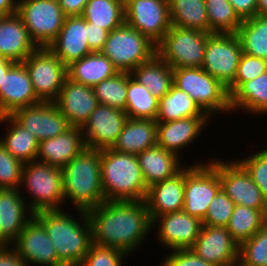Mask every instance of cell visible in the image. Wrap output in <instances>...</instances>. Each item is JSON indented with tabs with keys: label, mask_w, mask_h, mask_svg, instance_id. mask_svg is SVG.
Masks as SVG:
<instances>
[{
	"label": "cell",
	"mask_w": 267,
	"mask_h": 266,
	"mask_svg": "<svg viewBox=\"0 0 267 266\" xmlns=\"http://www.w3.org/2000/svg\"><path fill=\"white\" fill-rule=\"evenodd\" d=\"M86 214L91 225L92 243L117 248L128 255L142 247L153 230L145 200L104 201Z\"/></svg>",
	"instance_id": "obj_1"
},
{
	"label": "cell",
	"mask_w": 267,
	"mask_h": 266,
	"mask_svg": "<svg viewBox=\"0 0 267 266\" xmlns=\"http://www.w3.org/2000/svg\"><path fill=\"white\" fill-rule=\"evenodd\" d=\"M64 210L39 211L34 216L44 225L58 260L64 266H80L92 244L90 221L86 211L75 209L79 220Z\"/></svg>",
	"instance_id": "obj_2"
},
{
	"label": "cell",
	"mask_w": 267,
	"mask_h": 266,
	"mask_svg": "<svg viewBox=\"0 0 267 266\" xmlns=\"http://www.w3.org/2000/svg\"><path fill=\"white\" fill-rule=\"evenodd\" d=\"M64 202L88 211L105 201L101 182L100 150L84 148L62 168Z\"/></svg>",
	"instance_id": "obj_3"
},
{
	"label": "cell",
	"mask_w": 267,
	"mask_h": 266,
	"mask_svg": "<svg viewBox=\"0 0 267 266\" xmlns=\"http://www.w3.org/2000/svg\"><path fill=\"white\" fill-rule=\"evenodd\" d=\"M101 182L105 201H143L148 187L137 155L112 148L100 150Z\"/></svg>",
	"instance_id": "obj_4"
},
{
	"label": "cell",
	"mask_w": 267,
	"mask_h": 266,
	"mask_svg": "<svg viewBox=\"0 0 267 266\" xmlns=\"http://www.w3.org/2000/svg\"><path fill=\"white\" fill-rule=\"evenodd\" d=\"M19 190L27 191L29 198L24 200L33 213L62 210L61 206L65 203L62 168L37 160L24 163Z\"/></svg>",
	"instance_id": "obj_5"
},
{
	"label": "cell",
	"mask_w": 267,
	"mask_h": 266,
	"mask_svg": "<svg viewBox=\"0 0 267 266\" xmlns=\"http://www.w3.org/2000/svg\"><path fill=\"white\" fill-rule=\"evenodd\" d=\"M173 84L185 91L209 118L220 111H231L228 89L202 67L173 69Z\"/></svg>",
	"instance_id": "obj_6"
},
{
	"label": "cell",
	"mask_w": 267,
	"mask_h": 266,
	"mask_svg": "<svg viewBox=\"0 0 267 266\" xmlns=\"http://www.w3.org/2000/svg\"><path fill=\"white\" fill-rule=\"evenodd\" d=\"M121 72H131L156 54V44L124 23L108 33L100 51Z\"/></svg>",
	"instance_id": "obj_7"
},
{
	"label": "cell",
	"mask_w": 267,
	"mask_h": 266,
	"mask_svg": "<svg viewBox=\"0 0 267 266\" xmlns=\"http://www.w3.org/2000/svg\"><path fill=\"white\" fill-rule=\"evenodd\" d=\"M200 162L185 166L183 211L203 221L210 203L221 190V180L219 159Z\"/></svg>",
	"instance_id": "obj_8"
},
{
	"label": "cell",
	"mask_w": 267,
	"mask_h": 266,
	"mask_svg": "<svg viewBox=\"0 0 267 266\" xmlns=\"http://www.w3.org/2000/svg\"><path fill=\"white\" fill-rule=\"evenodd\" d=\"M210 34L171 26L156 45V53L173 69L202 67Z\"/></svg>",
	"instance_id": "obj_9"
},
{
	"label": "cell",
	"mask_w": 267,
	"mask_h": 266,
	"mask_svg": "<svg viewBox=\"0 0 267 266\" xmlns=\"http://www.w3.org/2000/svg\"><path fill=\"white\" fill-rule=\"evenodd\" d=\"M17 14L30 38L39 47H48L64 25L66 16L58 0H17Z\"/></svg>",
	"instance_id": "obj_10"
},
{
	"label": "cell",
	"mask_w": 267,
	"mask_h": 266,
	"mask_svg": "<svg viewBox=\"0 0 267 266\" xmlns=\"http://www.w3.org/2000/svg\"><path fill=\"white\" fill-rule=\"evenodd\" d=\"M242 53L236 33H211L206 41L202 68L228 88L234 82Z\"/></svg>",
	"instance_id": "obj_11"
},
{
	"label": "cell",
	"mask_w": 267,
	"mask_h": 266,
	"mask_svg": "<svg viewBox=\"0 0 267 266\" xmlns=\"http://www.w3.org/2000/svg\"><path fill=\"white\" fill-rule=\"evenodd\" d=\"M36 96L54 102L67 78V67L48 48L39 47L24 61Z\"/></svg>",
	"instance_id": "obj_12"
},
{
	"label": "cell",
	"mask_w": 267,
	"mask_h": 266,
	"mask_svg": "<svg viewBox=\"0 0 267 266\" xmlns=\"http://www.w3.org/2000/svg\"><path fill=\"white\" fill-rule=\"evenodd\" d=\"M125 23L156 45L171 28L169 0H124Z\"/></svg>",
	"instance_id": "obj_13"
},
{
	"label": "cell",
	"mask_w": 267,
	"mask_h": 266,
	"mask_svg": "<svg viewBox=\"0 0 267 266\" xmlns=\"http://www.w3.org/2000/svg\"><path fill=\"white\" fill-rule=\"evenodd\" d=\"M221 189L235 203L260 211H267V200L245 168L237 161L219 159Z\"/></svg>",
	"instance_id": "obj_14"
},
{
	"label": "cell",
	"mask_w": 267,
	"mask_h": 266,
	"mask_svg": "<svg viewBox=\"0 0 267 266\" xmlns=\"http://www.w3.org/2000/svg\"><path fill=\"white\" fill-rule=\"evenodd\" d=\"M10 116L19 125L30 131L39 142L54 138L70 127L57 105L51 101H40L18 109Z\"/></svg>",
	"instance_id": "obj_15"
},
{
	"label": "cell",
	"mask_w": 267,
	"mask_h": 266,
	"mask_svg": "<svg viewBox=\"0 0 267 266\" xmlns=\"http://www.w3.org/2000/svg\"><path fill=\"white\" fill-rule=\"evenodd\" d=\"M27 263L39 266H64L57 257L44 225L33 216L11 245Z\"/></svg>",
	"instance_id": "obj_16"
},
{
	"label": "cell",
	"mask_w": 267,
	"mask_h": 266,
	"mask_svg": "<svg viewBox=\"0 0 267 266\" xmlns=\"http://www.w3.org/2000/svg\"><path fill=\"white\" fill-rule=\"evenodd\" d=\"M128 119L124 110L99 104L81 128L87 148H112Z\"/></svg>",
	"instance_id": "obj_17"
},
{
	"label": "cell",
	"mask_w": 267,
	"mask_h": 266,
	"mask_svg": "<svg viewBox=\"0 0 267 266\" xmlns=\"http://www.w3.org/2000/svg\"><path fill=\"white\" fill-rule=\"evenodd\" d=\"M155 226L158 228L156 236L159 243L168 250H178L193 247L203 223L182 210L156 217L152 221V227Z\"/></svg>",
	"instance_id": "obj_18"
},
{
	"label": "cell",
	"mask_w": 267,
	"mask_h": 266,
	"mask_svg": "<svg viewBox=\"0 0 267 266\" xmlns=\"http://www.w3.org/2000/svg\"><path fill=\"white\" fill-rule=\"evenodd\" d=\"M191 249L214 266H230L238 262L239 245L226 227L203 225Z\"/></svg>",
	"instance_id": "obj_19"
},
{
	"label": "cell",
	"mask_w": 267,
	"mask_h": 266,
	"mask_svg": "<svg viewBox=\"0 0 267 266\" xmlns=\"http://www.w3.org/2000/svg\"><path fill=\"white\" fill-rule=\"evenodd\" d=\"M30 75L23 62H15L0 85V117L39 103Z\"/></svg>",
	"instance_id": "obj_20"
},
{
	"label": "cell",
	"mask_w": 267,
	"mask_h": 266,
	"mask_svg": "<svg viewBox=\"0 0 267 266\" xmlns=\"http://www.w3.org/2000/svg\"><path fill=\"white\" fill-rule=\"evenodd\" d=\"M72 127L82 128L99 105L93 88L66 78L54 101Z\"/></svg>",
	"instance_id": "obj_21"
},
{
	"label": "cell",
	"mask_w": 267,
	"mask_h": 266,
	"mask_svg": "<svg viewBox=\"0 0 267 266\" xmlns=\"http://www.w3.org/2000/svg\"><path fill=\"white\" fill-rule=\"evenodd\" d=\"M23 194L19 188L0 189V245L11 246L34 216Z\"/></svg>",
	"instance_id": "obj_22"
},
{
	"label": "cell",
	"mask_w": 267,
	"mask_h": 266,
	"mask_svg": "<svg viewBox=\"0 0 267 266\" xmlns=\"http://www.w3.org/2000/svg\"><path fill=\"white\" fill-rule=\"evenodd\" d=\"M48 48L66 67L90 54L87 21L82 16H66L64 25Z\"/></svg>",
	"instance_id": "obj_23"
},
{
	"label": "cell",
	"mask_w": 267,
	"mask_h": 266,
	"mask_svg": "<svg viewBox=\"0 0 267 266\" xmlns=\"http://www.w3.org/2000/svg\"><path fill=\"white\" fill-rule=\"evenodd\" d=\"M210 120L212 121L208 116H194L170 122H157V145L180 157V151L195 142Z\"/></svg>",
	"instance_id": "obj_24"
},
{
	"label": "cell",
	"mask_w": 267,
	"mask_h": 266,
	"mask_svg": "<svg viewBox=\"0 0 267 266\" xmlns=\"http://www.w3.org/2000/svg\"><path fill=\"white\" fill-rule=\"evenodd\" d=\"M185 166L173 177L148 187L145 198L151 221L156 217L183 210Z\"/></svg>",
	"instance_id": "obj_25"
},
{
	"label": "cell",
	"mask_w": 267,
	"mask_h": 266,
	"mask_svg": "<svg viewBox=\"0 0 267 266\" xmlns=\"http://www.w3.org/2000/svg\"><path fill=\"white\" fill-rule=\"evenodd\" d=\"M84 148L86 145L81 128L70 126L60 135L39 142L36 160L63 168Z\"/></svg>",
	"instance_id": "obj_26"
},
{
	"label": "cell",
	"mask_w": 267,
	"mask_h": 266,
	"mask_svg": "<svg viewBox=\"0 0 267 266\" xmlns=\"http://www.w3.org/2000/svg\"><path fill=\"white\" fill-rule=\"evenodd\" d=\"M37 48L17 13L0 17V56L23 62Z\"/></svg>",
	"instance_id": "obj_27"
},
{
	"label": "cell",
	"mask_w": 267,
	"mask_h": 266,
	"mask_svg": "<svg viewBox=\"0 0 267 266\" xmlns=\"http://www.w3.org/2000/svg\"><path fill=\"white\" fill-rule=\"evenodd\" d=\"M137 158L147 187L173 177L184 167L181 157L157 144L137 154Z\"/></svg>",
	"instance_id": "obj_28"
},
{
	"label": "cell",
	"mask_w": 267,
	"mask_h": 266,
	"mask_svg": "<svg viewBox=\"0 0 267 266\" xmlns=\"http://www.w3.org/2000/svg\"><path fill=\"white\" fill-rule=\"evenodd\" d=\"M157 121L128 118L112 149L120 153L139 154L157 144Z\"/></svg>",
	"instance_id": "obj_29"
},
{
	"label": "cell",
	"mask_w": 267,
	"mask_h": 266,
	"mask_svg": "<svg viewBox=\"0 0 267 266\" xmlns=\"http://www.w3.org/2000/svg\"><path fill=\"white\" fill-rule=\"evenodd\" d=\"M118 72V69L104 54L91 52L67 67V78L93 88Z\"/></svg>",
	"instance_id": "obj_30"
},
{
	"label": "cell",
	"mask_w": 267,
	"mask_h": 266,
	"mask_svg": "<svg viewBox=\"0 0 267 266\" xmlns=\"http://www.w3.org/2000/svg\"><path fill=\"white\" fill-rule=\"evenodd\" d=\"M130 75L158 100H161L173 85V68L157 53L133 69Z\"/></svg>",
	"instance_id": "obj_31"
},
{
	"label": "cell",
	"mask_w": 267,
	"mask_h": 266,
	"mask_svg": "<svg viewBox=\"0 0 267 266\" xmlns=\"http://www.w3.org/2000/svg\"><path fill=\"white\" fill-rule=\"evenodd\" d=\"M231 112L246 111L250 114H267V72L253 80L243 82L230 95ZM234 110V111H233Z\"/></svg>",
	"instance_id": "obj_32"
},
{
	"label": "cell",
	"mask_w": 267,
	"mask_h": 266,
	"mask_svg": "<svg viewBox=\"0 0 267 266\" xmlns=\"http://www.w3.org/2000/svg\"><path fill=\"white\" fill-rule=\"evenodd\" d=\"M5 123L8 130L0 142L6 150L23 164L36 160L38 153V139L30 131L19 125L10 115L0 117V125Z\"/></svg>",
	"instance_id": "obj_33"
},
{
	"label": "cell",
	"mask_w": 267,
	"mask_h": 266,
	"mask_svg": "<svg viewBox=\"0 0 267 266\" xmlns=\"http://www.w3.org/2000/svg\"><path fill=\"white\" fill-rule=\"evenodd\" d=\"M171 25L209 33L205 0H169Z\"/></svg>",
	"instance_id": "obj_34"
},
{
	"label": "cell",
	"mask_w": 267,
	"mask_h": 266,
	"mask_svg": "<svg viewBox=\"0 0 267 266\" xmlns=\"http://www.w3.org/2000/svg\"><path fill=\"white\" fill-rule=\"evenodd\" d=\"M207 116L195 101L174 84L169 92L159 100L157 122H170L178 119Z\"/></svg>",
	"instance_id": "obj_35"
},
{
	"label": "cell",
	"mask_w": 267,
	"mask_h": 266,
	"mask_svg": "<svg viewBox=\"0 0 267 266\" xmlns=\"http://www.w3.org/2000/svg\"><path fill=\"white\" fill-rule=\"evenodd\" d=\"M82 17L110 32L125 23L124 0H89Z\"/></svg>",
	"instance_id": "obj_36"
},
{
	"label": "cell",
	"mask_w": 267,
	"mask_h": 266,
	"mask_svg": "<svg viewBox=\"0 0 267 266\" xmlns=\"http://www.w3.org/2000/svg\"><path fill=\"white\" fill-rule=\"evenodd\" d=\"M236 34L243 53L267 60V16L256 14L243 20Z\"/></svg>",
	"instance_id": "obj_37"
},
{
	"label": "cell",
	"mask_w": 267,
	"mask_h": 266,
	"mask_svg": "<svg viewBox=\"0 0 267 266\" xmlns=\"http://www.w3.org/2000/svg\"><path fill=\"white\" fill-rule=\"evenodd\" d=\"M266 224L267 211L235 205L230 222L226 228L233 239L240 245L250 239Z\"/></svg>",
	"instance_id": "obj_38"
},
{
	"label": "cell",
	"mask_w": 267,
	"mask_h": 266,
	"mask_svg": "<svg viewBox=\"0 0 267 266\" xmlns=\"http://www.w3.org/2000/svg\"><path fill=\"white\" fill-rule=\"evenodd\" d=\"M159 100L144 85L134 80L128 72L127 106L128 118L156 120Z\"/></svg>",
	"instance_id": "obj_39"
},
{
	"label": "cell",
	"mask_w": 267,
	"mask_h": 266,
	"mask_svg": "<svg viewBox=\"0 0 267 266\" xmlns=\"http://www.w3.org/2000/svg\"><path fill=\"white\" fill-rule=\"evenodd\" d=\"M209 33H236L242 19L228 0H205Z\"/></svg>",
	"instance_id": "obj_40"
},
{
	"label": "cell",
	"mask_w": 267,
	"mask_h": 266,
	"mask_svg": "<svg viewBox=\"0 0 267 266\" xmlns=\"http://www.w3.org/2000/svg\"><path fill=\"white\" fill-rule=\"evenodd\" d=\"M128 72L119 71L116 75L103 80L93 87L99 104L126 110Z\"/></svg>",
	"instance_id": "obj_41"
},
{
	"label": "cell",
	"mask_w": 267,
	"mask_h": 266,
	"mask_svg": "<svg viewBox=\"0 0 267 266\" xmlns=\"http://www.w3.org/2000/svg\"><path fill=\"white\" fill-rule=\"evenodd\" d=\"M238 262L242 266H267V224L239 245Z\"/></svg>",
	"instance_id": "obj_42"
},
{
	"label": "cell",
	"mask_w": 267,
	"mask_h": 266,
	"mask_svg": "<svg viewBox=\"0 0 267 266\" xmlns=\"http://www.w3.org/2000/svg\"><path fill=\"white\" fill-rule=\"evenodd\" d=\"M234 208L235 203L221 189L210 203L203 225L227 227Z\"/></svg>",
	"instance_id": "obj_43"
},
{
	"label": "cell",
	"mask_w": 267,
	"mask_h": 266,
	"mask_svg": "<svg viewBox=\"0 0 267 266\" xmlns=\"http://www.w3.org/2000/svg\"><path fill=\"white\" fill-rule=\"evenodd\" d=\"M237 161L245 168L267 200V148L256 151L248 157L239 158Z\"/></svg>",
	"instance_id": "obj_44"
},
{
	"label": "cell",
	"mask_w": 267,
	"mask_h": 266,
	"mask_svg": "<svg viewBox=\"0 0 267 266\" xmlns=\"http://www.w3.org/2000/svg\"><path fill=\"white\" fill-rule=\"evenodd\" d=\"M23 163L12 156L0 142V189L19 188Z\"/></svg>",
	"instance_id": "obj_45"
},
{
	"label": "cell",
	"mask_w": 267,
	"mask_h": 266,
	"mask_svg": "<svg viewBox=\"0 0 267 266\" xmlns=\"http://www.w3.org/2000/svg\"><path fill=\"white\" fill-rule=\"evenodd\" d=\"M267 72V60L242 53L234 82L227 88L231 95L243 82L255 79Z\"/></svg>",
	"instance_id": "obj_46"
},
{
	"label": "cell",
	"mask_w": 267,
	"mask_h": 266,
	"mask_svg": "<svg viewBox=\"0 0 267 266\" xmlns=\"http://www.w3.org/2000/svg\"><path fill=\"white\" fill-rule=\"evenodd\" d=\"M128 254L120 249L91 244L80 266H123Z\"/></svg>",
	"instance_id": "obj_47"
},
{
	"label": "cell",
	"mask_w": 267,
	"mask_h": 266,
	"mask_svg": "<svg viewBox=\"0 0 267 266\" xmlns=\"http://www.w3.org/2000/svg\"><path fill=\"white\" fill-rule=\"evenodd\" d=\"M161 266H214L200 258L192 249L172 250L162 261Z\"/></svg>",
	"instance_id": "obj_48"
},
{
	"label": "cell",
	"mask_w": 267,
	"mask_h": 266,
	"mask_svg": "<svg viewBox=\"0 0 267 266\" xmlns=\"http://www.w3.org/2000/svg\"><path fill=\"white\" fill-rule=\"evenodd\" d=\"M108 31L87 22V41L92 52H100L107 40Z\"/></svg>",
	"instance_id": "obj_49"
},
{
	"label": "cell",
	"mask_w": 267,
	"mask_h": 266,
	"mask_svg": "<svg viewBox=\"0 0 267 266\" xmlns=\"http://www.w3.org/2000/svg\"><path fill=\"white\" fill-rule=\"evenodd\" d=\"M238 16L245 20L254 17L257 12V0H228Z\"/></svg>",
	"instance_id": "obj_50"
},
{
	"label": "cell",
	"mask_w": 267,
	"mask_h": 266,
	"mask_svg": "<svg viewBox=\"0 0 267 266\" xmlns=\"http://www.w3.org/2000/svg\"><path fill=\"white\" fill-rule=\"evenodd\" d=\"M0 266H28L11 246L0 245Z\"/></svg>",
	"instance_id": "obj_51"
},
{
	"label": "cell",
	"mask_w": 267,
	"mask_h": 266,
	"mask_svg": "<svg viewBox=\"0 0 267 266\" xmlns=\"http://www.w3.org/2000/svg\"><path fill=\"white\" fill-rule=\"evenodd\" d=\"M89 0H58L65 16H82Z\"/></svg>",
	"instance_id": "obj_52"
},
{
	"label": "cell",
	"mask_w": 267,
	"mask_h": 266,
	"mask_svg": "<svg viewBox=\"0 0 267 266\" xmlns=\"http://www.w3.org/2000/svg\"><path fill=\"white\" fill-rule=\"evenodd\" d=\"M17 6L16 0H0V17L16 14Z\"/></svg>",
	"instance_id": "obj_53"
},
{
	"label": "cell",
	"mask_w": 267,
	"mask_h": 266,
	"mask_svg": "<svg viewBox=\"0 0 267 266\" xmlns=\"http://www.w3.org/2000/svg\"><path fill=\"white\" fill-rule=\"evenodd\" d=\"M14 63V61L0 56V85H3L4 76Z\"/></svg>",
	"instance_id": "obj_54"
},
{
	"label": "cell",
	"mask_w": 267,
	"mask_h": 266,
	"mask_svg": "<svg viewBox=\"0 0 267 266\" xmlns=\"http://www.w3.org/2000/svg\"><path fill=\"white\" fill-rule=\"evenodd\" d=\"M257 15L267 16V0H257Z\"/></svg>",
	"instance_id": "obj_55"
},
{
	"label": "cell",
	"mask_w": 267,
	"mask_h": 266,
	"mask_svg": "<svg viewBox=\"0 0 267 266\" xmlns=\"http://www.w3.org/2000/svg\"><path fill=\"white\" fill-rule=\"evenodd\" d=\"M230 266H242L239 262L233 264V265H230Z\"/></svg>",
	"instance_id": "obj_56"
}]
</instances>
